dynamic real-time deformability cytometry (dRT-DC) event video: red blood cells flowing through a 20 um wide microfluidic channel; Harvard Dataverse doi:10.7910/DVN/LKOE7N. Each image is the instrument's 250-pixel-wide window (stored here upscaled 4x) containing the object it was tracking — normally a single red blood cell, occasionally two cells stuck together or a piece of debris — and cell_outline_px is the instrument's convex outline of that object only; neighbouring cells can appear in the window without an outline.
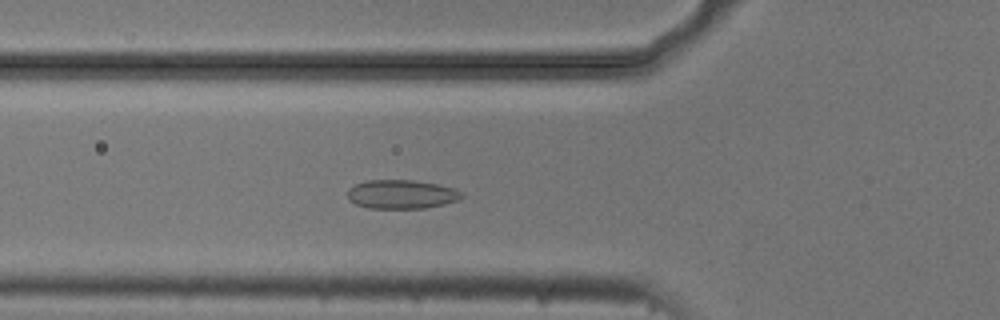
{"species": "common noctule bat (a hibernating species)", "species_latin": "Nyctalus noctula", "temperature_condition": "cold", "stored_images_in_passage": 51, "camera_frame_rate_fps": 3000, "um_per_image_px": 0.085, "animal": {"sex": "male", "body_mass_g": 20.5, "forearm_length_mm": 52.5}, "frame": {"image": 1, "passage_image": 16, "time_ms": 5.0, "image_size_px": [1000, 320], "cell_outline_px": [[464, 196], [456, 200], [444, 204], [424, 208], [368, 208], [356, 204], [348, 200], [348, 188], [356, 184], [368, 180], [412, 180], [440, 184], [456, 188], [464, 192]], "centroid_in_image_um": [34.15, 16.5], "position_along_channel_um": 91.6, "area_um2": 19.36}}
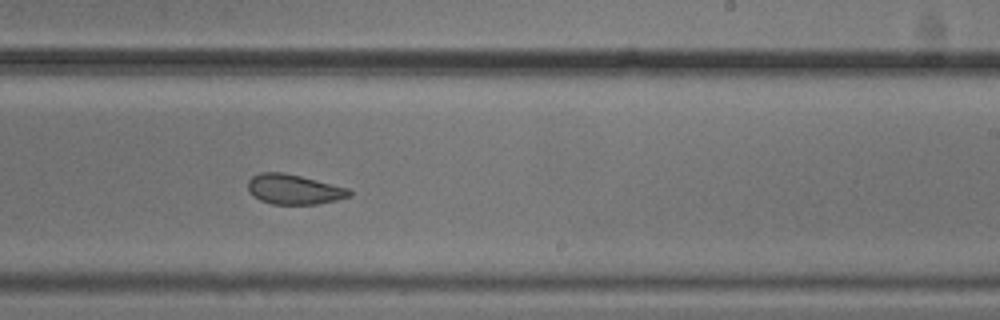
{"frame": {"image": 2, "passage_image": 30, "time_ms": 9.667, "image_size_px": [1000, 320], "cell_outline_px": [[352, 196], [336, 200], [316, 204], [272, 204], [260, 200], [252, 196], [248, 192], [248, 180], [252, 176], [260, 172], [284, 172], [348, 188], [352, 192]], "centroid_in_image_um": [24.95, 16.09], "position_along_channel_um": 264.0, "area_um2": 17.74}}
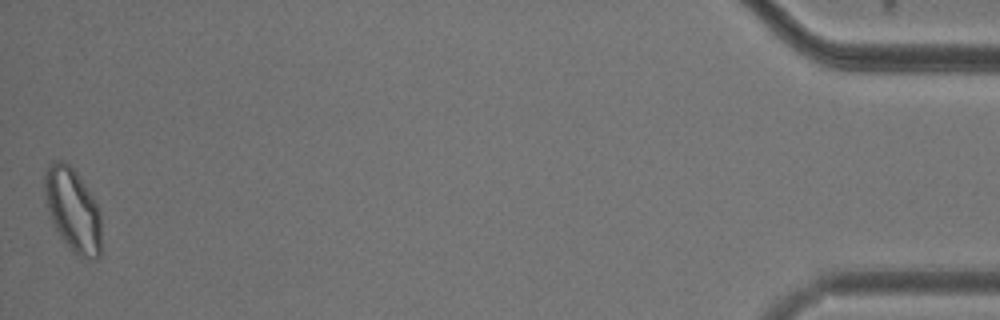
{"frame": {"image": 3, "passage_image": 51, "time_ms": 16.667, "image_size_px": [1000, 320], "cell_outline_px": [[100, 256], [96, 260], [84, 260], [72, 252], [60, 236], [52, 220], [48, 208], [44, 192], [44, 168], [48, 164], [56, 160], [60, 160], [68, 164], [76, 172], [96, 200], [100, 212]], "centroid_in_image_um": [6.2, 17.85], "position_along_channel_um": 429.0, "area_um2": 27.8}, "authors_computed_cell_mechanics": {"area_um2": 20.1722, "velocity_mm_per_s": 3.6842, "shape_relaxation_time_tau1_ms": null, "shape_relaxation_time_tau2_ms": 2.2513, "deformation_change_tau1": null, "deformation_change_tau2": 0.0555}}